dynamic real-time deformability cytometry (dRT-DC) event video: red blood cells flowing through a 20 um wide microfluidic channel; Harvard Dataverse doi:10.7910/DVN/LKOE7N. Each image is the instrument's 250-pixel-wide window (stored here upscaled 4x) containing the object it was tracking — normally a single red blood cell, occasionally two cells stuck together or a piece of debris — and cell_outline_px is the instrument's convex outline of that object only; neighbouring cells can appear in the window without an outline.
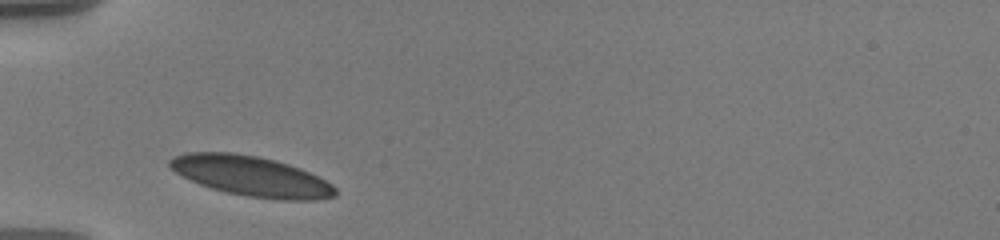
{"species": "human", "species_latin": "Homo sapiens", "temperature_condition": "warm", "stored_images_in_passage": 2, "camera_frame_rate_fps": 3000, "um_per_image_px": 0.085, "donor": {"sex": "male"}, "frame": {"image": 1, "passage_image": 1, "time_ms": 0.0, "image_size_px": [1000, 240], "cell_outline_px": [[336, 196], [316, 200], [284, 200], [248, 196], [228, 192], [212, 188], [200, 184], [176, 172], [168, 164], [168, 160], [172, 156], [188, 152], [232, 152], [256, 156], [288, 164], [300, 168], [332, 184], [336, 188]], "centroid_in_image_um": [21.36, 14.97], "position_along_channel_um": 63.6, "area_um2": 38.21}}